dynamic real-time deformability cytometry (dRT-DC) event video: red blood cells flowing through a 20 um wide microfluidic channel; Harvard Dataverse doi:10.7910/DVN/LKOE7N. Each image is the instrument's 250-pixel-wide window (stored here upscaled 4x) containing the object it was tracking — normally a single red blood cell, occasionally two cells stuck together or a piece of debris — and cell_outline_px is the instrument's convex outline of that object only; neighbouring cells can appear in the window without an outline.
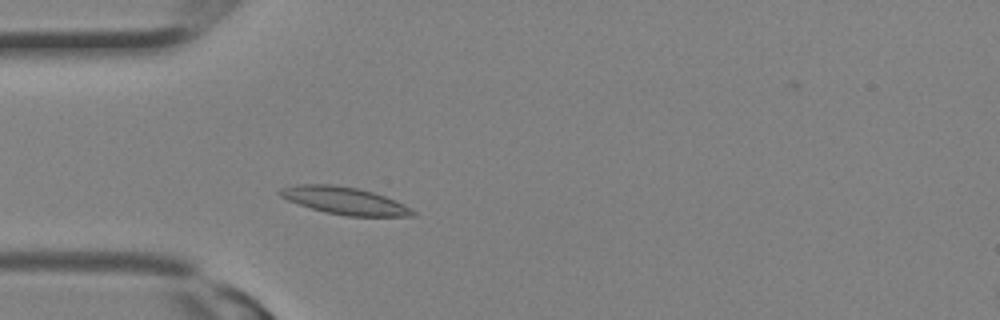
{"species": "Egyptian fruit bat (a non-hibernating species)", "species_latin": "Rousettus aegyptiacus", "temperature_condition": "room temperature", "stored_images_in_passage": 8, "camera_frame_rate_fps": 3000, "um_per_image_px": 0.085, "animal": {"sex": "female"}, "frame": {"image": 1, "passage_image": 4, "time_ms": 1.0, "image_size_px": [1000, 320], "cell_outline_px": [[416, 216], [348, 216], [324, 212], [288, 200], [280, 196], [276, 192], [280, 188], [296, 184], [332, 184], [356, 188], [372, 192], [396, 200], [404, 204], [416, 212]], "centroid_in_image_um": [29.27, 17.05], "position_along_channel_um": 55.7, "area_um2": 21.1}}
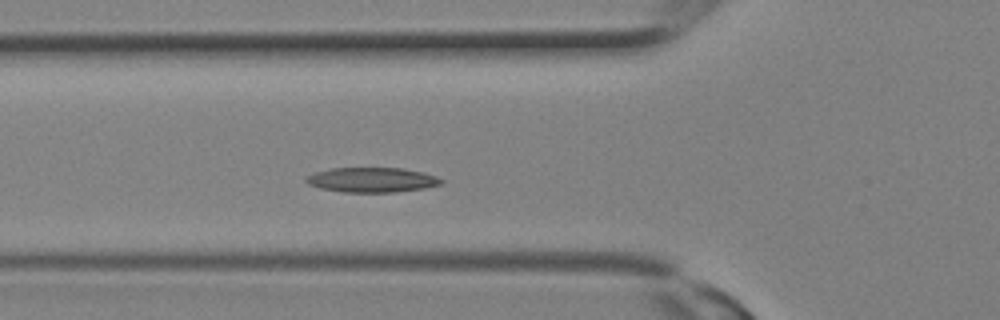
{"frame": {"image": 2, "passage_image": 6, "time_ms": 1.667, "image_size_px": [1000, 320], "cell_outline_px": [[444, 180], [440, 184], [424, 188], [396, 192], [344, 192], [320, 188], [308, 184], [304, 180], [308, 176], [316, 172], [332, 168], [404, 168], [424, 172], [436, 176]], "centroid_in_image_um": [31.63, 15.28], "position_along_channel_um": 94.2, "area_um2": 19.48}}
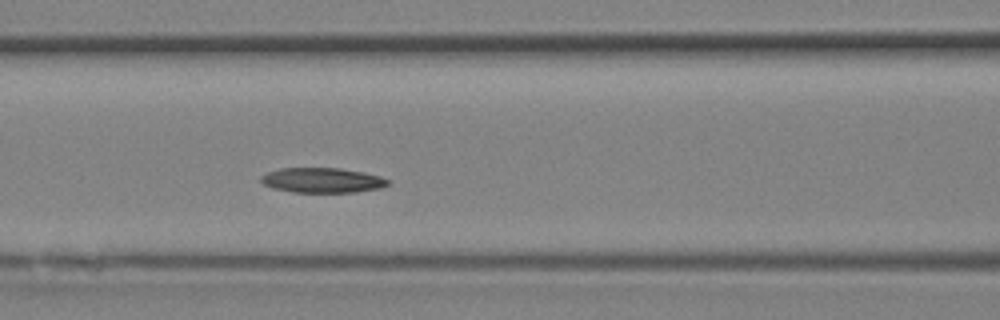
{"frame": {"image": 3, "passage_image": 8, "time_ms": 2.333, "image_size_px": [1000, 320], "cell_outline_px": [[392, 180], [388, 184], [380, 188], [356, 192], [292, 192], [272, 188], [264, 184], [260, 180], [260, 176], [268, 172], [280, 168], [340, 168], [364, 172], [380, 176]], "centroid_in_image_um": [27.41, 15.32], "position_along_channel_um": 139.2, "area_um2": 18.55}}